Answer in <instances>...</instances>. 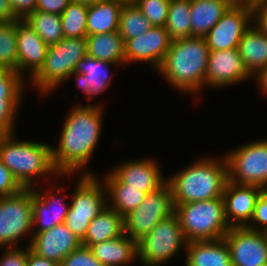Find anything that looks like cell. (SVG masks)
<instances>
[{"instance_id": "obj_34", "label": "cell", "mask_w": 267, "mask_h": 266, "mask_svg": "<svg viewBox=\"0 0 267 266\" xmlns=\"http://www.w3.org/2000/svg\"><path fill=\"white\" fill-rule=\"evenodd\" d=\"M0 68L18 73L16 21L0 22Z\"/></svg>"}, {"instance_id": "obj_18", "label": "cell", "mask_w": 267, "mask_h": 266, "mask_svg": "<svg viewBox=\"0 0 267 266\" xmlns=\"http://www.w3.org/2000/svg\"><path fill=\"white\" fill-rule=\"evenodd\" d=\"M159 163L153 158L124 161L111 172L128 187H134L144 193H151L160 189L166 182Z\"/></svg>"}, {"instance_id": "obj_40", "label": "cell", "mask_w": 267, "mask_h": 266, "mask_svg": "<svg viewBox=\"0 0 267 266\" xmlns=\"http://www.w3.org/2000/svg\"><path fill=\"white\" fill-rule=\"evenodd\" d=\"M22 189L12 172L0 160V197L17 194Z\"/></svg>"}, {"instance_id": "obj_43", "label": "cell", "mask_w": 267, "mask_h": 266, "mask_svg": "<svg viewBox=\"0 0 267 266\" xmlns=\"http://www.w3.org/2000/svg\"><path fill=\"white\" fill-rule=\"evenodd\" d=\"M9 4L19 20H24L36 10V0H9Z\"/></svg>"}, {"instance_id": "obj_41", "label": "cell", "mask_w": 267, "mask_h": 266, "mask_svg": "<svg viewBox=\"0 0 267 266\" xmlns=\"http://www.w3.org/2000/svg\"><path fill=\"white\" fill-rule=\"evenodd\" d=\"M0 258V266H26L28 258V246L4 248Z\"/></svg>"}, {"instance_id": "obj_37", "label": "cell", "mask_w": 267, "mask_h": 266, "mask_svg": "<svg viewBox=\"0 0 267 266\" xmlns=\"http://www.w3.org/2000/svg\"><path fill=\"white\" fill-rule=\"evenodd\" d=\"M23 98H0V137L15 133V122Z\"/></svg>"}, {"instance_id": "obj_10", "label": "cell", "mask_w": 267, "mask_h": 266, "mask_svg": "<svg viewBox=\"0 0 267 266\" xmlns=\"http://www.w3.org/2000/svg\"><path fill=\"white\" fill-rule=\"evenodd\" d=\"M33 188L0 197V247H18L19 239L32 237Z\"/></svg>"}, {"instance_id": "obj_1", "label": "cell", "mask_w": 267, "mask_h": 266, "mask_svg": "<svg viewBox=\"0 0 267 266\" xmlns=\"http://www.w3.org/2000/svg\"><path fill=\"white\" fill-rule=\"evenodd\" d=\"M75 105L65 118L52 161L61 177H70L87 166L102 132L103 107L100 103ZM103 119V120H102Z\"/></svg>"}, {"instance_id": "obj_5", "label": "cell", "mask_w": 267, "mask_h": 266, "mask_svg": "<svg viewBox=\"0 0 267 266\" xmlns=\"http://www.w3.org/2000/svg\"><path fill=\"white\" fill-rule=\"evenodd\" d=\"M174 213L187 242L223 239L231 228L225 217L223 197L174 204Z\"/></svg>"}, {"instance_id": "obj_33", "label": "cell", "mask_w": 267, "mask_h": 266, "mask_svg": "<svg viewBox=\"0 0 267 266\" xmlns=\"http://www.w3.org/2000/svg\"><path fill=\"white\" fill-rule=\"evenodd\" d=\"M152 26L135 4H124L120 14L118 32L125 42L146 33Z\"/></svg>"}, {"instance_id": "obj_49", "label": "cell", "mask_w": 267, "mask_h": 266, "mask_svg": "<svg viewBox=\"0 0 267 266\" xmlns=\"http://www.w3.org/2000/svg\"><path fill=\"white\" fill-rule=\"evenodd\" d=\"M72 1H80V2H83L89 5V4L98 3L99 1H103V0H72Z\"/></svg>"}, {"instance_id": "obj_29", "label": "cell", "mask_w": 267, "mask_h": 266, "mask_svg": "<svg viewBox=\"0 0 267 266\" xmlns=\"http://www.w3.org/2000/svg\"><path fill=\"white\" fill-rule=\"evenodd\" d=\"M87 55L118 66L124 64V41L119 32L99 33L86 36Z\"/></svg>"}, {"instance_id": "obj_45", "label": "cell", "mask_w": 267, "mask_h": 266, "mask_svg": "<svg viewBox=\"0 0 267 266\" xmlns=\"http://www.w3.org/2000/svg\"><path fill=\"white\" fill-rule=\"evenodd\" d=\"M26 266H59V264L55 261L36 255L28 246V258Z\"/></svg>"}, {"instance_id": "obj_4", "label": "cell", "mask_w": 267, "mask_h": 266, "mask_svg": "<svg viewBox=\"0 0 267 266\" xmlns=\"http://www.w3.org/2000/svg\"><path fill=\"white\" fill-rule=\"evenodd\" d=\"M0 137V160L23 188H33L35 177H60L52 161V146L36 141H18L16 135ZM15 137V138H14Z\"/></svg>"}, {"instance_id": "obj_30", "label": "cell", "mask_w": 267, "mask_h": 266, "mask_svg": "<svg viewBox=\"0 0 267 266\" xmlns=\"http://www.w3.org/2000/svg\"><path fill=\"white\" fill-rule=\"evenodd\" d=\"M24 20L48 46L57 44L64 38L61 15L35 10Z\"/></svg>"}, {"instance_id": "obj_9", "label": "cell", "mask_w": 267, "mask_h": 266, "mask_svg": "<svg viewBox=\"0 0 267 266\" xmlns=\"http://www.w3.org/2000/svg\"><path fill=\"white\" fill-rule=\"evenodd\" d=\"M228 181L267 190V139L247 143L224 154Z\"/></svg>"}, {"instance_id": "obj_21", "label": "cell", "mask_w": 267, "mask_h": 266, "mask_svg": "<svg viewBox=\"0 0 267 266\" xmlns=\"http://www.w3.org/2000/svg\"><path fill=\"white\" fill-rule=\"evenodd\" d=\"M113 65L115 66V63L86 55L77 63L70 78L71 76L75 77L76 85L87 95L89 100L109 89L112 80L109 70Z\"/></svg>"}, {"instance_id": "obj_46", "label": "cell", "mask_w": 267, "mask_h": 266, "mask_svg": "<svg viewBox=\"0 0 267 266\" xmlns=\"http://www.w3.org/2000/svg\"><path fill=\"white\" fill-rule=\"evenodd\" d=\"M19 20L10 4H9V0H0V22H14Z\"/></svg>"}, {"instance_id": "obj_17", "label": "cell", "mask_w": 267, "mask_h": 266, "mask_svg": "<svg viewBox=\"0 0 267 266\" xmlns=\"http://www.w3.org/2000/svg\"><path fill=\"white\" fill-rule=\"evenodd\" d=\"M264 190L255 185L226 182L222 197L230 227H246L250 223L257 199Z\"/></svg>"}, {"instance_id": "obj_24", "label": "cell", "mask_w": 267, "mask_h": 266, "mask_svg": "<svg viewBox=\"0 0 267 266\" xmlns=\"http://www.w3.org/2000/svg\"><path fill=\"white\" fill-rule=\"evenodd\" d=\"M236 0H190L191 37H205Z\"/></svg>"}, {"instance_id": "obj_16", "label": "cell", "mask_w": 267, "mask_h": 266, "mask_svg": "<svg viewBox=\"0 0 267 266\" xmlns=\"http://www.w3.org/2000/svg\"><path fill=\"white\" fill-rule=\"evenodd\" d=\"M51 190H38L33 188L32 204V234L40 233L53 228L55 225L65 223L70 209V203L63 201L68 195L57 198V195L65 189L62 186H51ZM47 191V192H46ZM53 191V192H52ZM36 227V229H35ZM35 229V230H34Z\"/></svg>"}, {"instance_id": "obj_35", "label": "cell", "mask_w": 267, "mask_h": 266, "mask_svg": "<svg viewBox=\"0 0 267 266\" xmlns=\"http://www.w3.org/2000/svg\"><path fill=\"white\" fill-rule=\"evenodd\" d=\"M170 0H138L135 5L152 26L165 27Z\"/></svg>"}, {"instance_id": "obj_28", "label": "cell", "mask_w": 267, "mask_h": 266, "mask_svg": "<svg viewBox=\"0 0 267 266\" xmlns=\"http://www.w3.org/2000/svg\"><path fill=\"white\" fill-rule=\"evenodd\" d=\"M123 233V217L107 206L90 222L81 244L90 248L97 243L117 238Z\"/></svg>"}, {"instance_id": "obj_48", "label": "cell", "mask_w": 267, "mask_h": 266, "mask_svg": "<svg viewBox=\"0 0 267 266\" xmlns=\"http://www.w3.org/2000/svg\"><path fill=\"white\" fill-rule=\"evenodd\" d=\"M236 2L253 8L256 5L267 2V0H236Z\"/></svg>"}, {"instance_id": "obj_27", "label": "cell", "mask_w": 267, "mask_h": 266, "mask_svg": "<svg viewBox=\"0 0 267 266\" xmlns=\"http://www.w3.org/2000/svg\"><path fill=\"white\" fill-rule=\"evenodd\" d=\"M123 3L103 0L89 4L87 12V36L118 31Z\"/></svg>"}, {"instance_id": "obj_38", "label": "cell", "mask_w": 267, "mask_h": 266, "mask_svg": "<svg viewBox=\"0 0 267 266\" xmlns=\"http://www.w3.org/2000/svg\"><path fill=\"white\" fill-rule=\"evenodd\" d=\"M59 266H104L93 255L89 247L80 246L66 256Z\"/></svg>"}, {"instance_id": "obj_50", "label": "cell", "mask_w": 267, "mask_h": 266, "mask_svg": "<svg viewBox=\"0 0 267 266\" xmlns=\"http://www.w3.org/2000/svg\"><path fill=\"white\" fill-rule=\"evenodd\" d=\"M123 4H135L138 0H117Z\"/></svg>"}, {"instance_id": "obj_13", "label": "cell", "mask_w": 267, "mask_h": 266, "mask_svg": "<svg viewBox=\"0 0 267 266\" xmlns=\"http://www.w3.org/2000/svg\"><path fill=\"white\" fill-rule=\"evenodd\" d=\"M232 266H267V233L231 227L224 236Z\"/></svg>"}, {"instance_id": "obj_19", "label": "cell", "mask_w": 267, "mask_h": 266, "mask_svg": "<svg viewBox=\"0 0 267 266\" xmlns=\"http://www.w3.org/2000/svg\"><path fill=\"white\" fill-rule=\"evenodd\" d=\"M30 250L38 256L60 264L72 251L78 249L81 241L70 231L65 223L32 235Z\"/></svg>"}, {"instance_id": "obj_44", "label": "cell", "mask_w": 267, "mask_h": 266, "mask_svg": "<svg viewBox=\"0 0 267 266\" xmlns=\"http://www.w3.org/2000/svg\"><path fill=\"white\" fill-rule=\"evenodd\" d=\"M252 23L267 36V2L252 8Z\"/></svg>"}, {"instance_id": "obj_11", "label": "cell", "mask_w": 267, "mask_h": 266, "mask_svg": "<svg viewBox=\"0 0 267 266\" xmlns=\"http://www.w3.org/2000/svg\"><path fill=\"white\" fill-rule=\"evenodd\" d=\"M173 213V197L166 182L160 189L148 193L143 202L123 218L124 233L138 242Z\"/></svg>"}, {"instance_id": "obj_14", "label": "cell", "mask_w": 267, "mask_h": 266, "mask_svg": "<svg viewBox=\"0 0 267 266\" xmlns=\"http://www.w3.org/2000/svg\"><path fill=\"white\" fill-rule=\"evenodd\" d=\"M172 41L165 27H151L146 33L124 42L125 65L146 62L157 70Z\"/></svg>"}, {"instance_id": "obj_26", "label": "cell", "mask_w": 267, "mask_h": 266, "mask_svg": "<svg viewBox=\"0 0 267 266\" xmlns=\"http://www.w3.org/2000/svg\"><path fill=\"white\" fill-rule=\"evenodd\" d=\"M104 185L111 203L107 206L116 211L123 218L136 209L145 199L147 193L141 192L137 188L128 187L122 183L112 172L104 175Z\"/></svg>"}, {"instance_id": "obj_42", "label": "cell", "mask_w": 267, "mask_h": 266, "mask_svg": "<svg viewBox=\"0 0 267 266\" xmlns=\"http://www.w3.org/2000/svg\"><path fill=\"white\" fill-rule=\"evenodd\" d=\"M72 0H36V10L61 15Z\"/></svg>"}, {"instance_id": "obj_7", "label": "cell", "mask_w": 267, "mask_h": 266, "mask_svg": "<svg viewBox=\"0 0 267 266\" xmlns=\"http://www.w3.org/2000/svg\"><path fill=\"white\" fill-rule=\"evenodd\" d=\"M84 172L71 194L70 209L65 220L68 229L80 241L86 236L90 222L107 207L109 201L104 182L93 172L87 169Z\"/></svg>"}, {"instance_id": "obj_6", "label": "cell", "mask_w": 267, "mask_h": 266, "mask_svg": "<svg viewBox=\"0 0 267 266\" xmlns=\"http://www.w3.org/2000/svg\"><path fill=\"white\" fill-rule=\"evenodd\" d=\"M87 55L86 38H63L48 47L47 55L40 69L29 78L30 86L41 96L49 95L70 78L77 63ZM51 91V92H50Z\"/></svg>"}, {"instance_id": "obj_39", "label": "cell", "mask_w": 267, "mask_h": 266, "mask_svg": "<svg viewBox=\"0 0 267 266\" xmlns=\"http://www.w3.org/2000/svg\"><path fill=\"white\" fill-rule=\"evenodd\" d=\"M246 227L267 233V190H264L257 199L252 219Z\"/></svg>"}, {"instance_id": "obj_2", "label": "cell", "mask_w": 267, "mask_h": 266, "mask_svg": "<svg viewBox=\"0 0 267 266\" xmlns=\"http://www.w3.org/2000/svg\"><path fill=\"white\" fill-rule=\"evenodd\" d=\"M209 51L204 37L173 40L155 71L177 91L199 95L205 86Z\"/></svg>"}, {"instance_id": "obj_25", "label": "cell", "mask_w": 267, "mask_h": 266, "mask_svg": "<svg viewBox=\"0 0 267 266\" xmlns=\"http://www.w3.org/2000/svg\"><path fill=\"white\" fill-rule=\"evenodd\" d=\"M238 51L252 76L267 66V36L253 23L245 30Z\"/></svg>"}, {"instance_id": "obj_32", "label": "cell", "mask_w": 267, "mask_h": 266, "mask_svg": "<svg viewBox=\"0 0 267 266\" xmlns=\"http://www.w3.org/2000/svg\"><path fill=\"white\" fill-rule=\"evenodd\" d=\"M88 4L71 1L61 14L62 31L65 38H83L87 36Z\"/></svg>"}, {"instance_id": "obj_20", "label": "cell", "mask_w": 267, "mask_h": 266, "mask_svg": "<svg viewBox=\"0 0 267 266\" xmlns=\"http://www.w3.org/2000/svg\"><path fill=\"white\" fill-rule=\"evenodd\" d=\"M18 74L25 78L26 70L31 78L43 65L48 45L25 20L16 21Z\"/></svg>"}, {"instance_id": "obj_8", "label": "cell", "mask_w": 267, "mask_h": 266, "mask_svg": "<svg viewBox=\"0 0 267 266\" xmlns=\"http://www.w3.org/2000/svg\"><path fill=\"white\" fill-rule=\"evenodd\" d=\"M184 237L175 213L162 219L147 235L138 241V261L143 266H160L172 260L173 256L186 252Z\"/></svg>"}, {"instance_id": "obj_22", "label": "cell", "mask_w": 267, "mask_h": 266, "mask_svg": "<svg viewBox=\"0 0 267 266\" xmlns=\"http://www.w3.org/2000/svg\"><path fill=\"white\" fill-rule=\"evenodd\" d=\"M185 253V266H232L224 238L187 242Z\"/></svg>"}, {"instance_id": "obj_23", "label": "cell", "mask_w": 267, "mask_h": 266, "mask_svg": "<svg viewBox=\"0 0 267 266\" xmlns=\"http://www.w3.org/2000/svg\"><path fill=\"white\" fill-rule=\"evenodd\" d=\"M90 249L104 266H126L138 258V242L125 233L117 238L92 245Z\"/></svg>"}, {"instance_id": "obj_12", "label": "cell", "mask_w": 267, "mask_h": 266, "mask_svg": "<svg viewBox=\"0 0 267 266\" xmlns=\"http://www.w3.org/2000/svg\"><path fill=\"white\" fill-rule=\"evenodd\" d=\"M252 24V8L236 1L205 35L210 51L238 48L245 30Z\"/></svg>"}, {"instance_id": "obj_31", "label": "cell", "mask_w": 267, "mask_h": 266, "mask_svg": "<svg viewBox=\"0 0 267 266\" xmlns=\"http://www.w3.org/2000/svg\"><path fill=\"white\" fill-rule=\"evenodd\" d=\"M190 0H170L165 28L172 40L191 37Z\"/></svg>"}, {"instance_id": "obj_15", "label": "cell", "mask_w": 267, "mask_h": 266, "mask_svg": "<svg viewBox=\"0 0 267 266\" xmlns=\"http://www.w3.org/2000/svg\"><path fill=\"white\" fill-rule=\"evenodd\" d=\"M252 78L238 48L209 51L205 87L221 88Z\"/></svg>"}, {"instance_id": "obj_3", "label": "cell", "mask_w": 267, "mask_h": 266, "mask_svg": "<svg viewBox=\"0 0 267 266\" xmlns=\"http://www.w3.org/2000/svg\"><path fill=\"white\" fill-rule=\"evenodd\" d=\"M219 157L216 159L202 156L167 178L173 204L199 202L223 196L228 181L227 162L224 155Z\"/></svg>"}, {"instance_id": "obj_47", "label": "cell", "mask_w": 267, "mask_h": 266, "mask_svg": "<svg viewBox=\"0 0 267 266\" xmlns=\"http://www.w3.org/2000/svg\"><path fill=\"white\" fill-rule=\"evenodd\" d=\"M256 81V85L260 89V93L267 96V66L262 68L256 75L253 76Z\"/></svg>"}, {"instance_id": "obj_36", "label": "cell", "mask_w": 267, "mask_h": 266, "mask_svg": "<svg viewBox=\"0 0 267 266\" xmlns=\"http://www.w3.org/2000/svg\"><path fill=\"white\" fill-rule=\"evenodd\" d=\"M26 80L15 71L0 68V98H23Z\"/></svg>"}]
</instances>
